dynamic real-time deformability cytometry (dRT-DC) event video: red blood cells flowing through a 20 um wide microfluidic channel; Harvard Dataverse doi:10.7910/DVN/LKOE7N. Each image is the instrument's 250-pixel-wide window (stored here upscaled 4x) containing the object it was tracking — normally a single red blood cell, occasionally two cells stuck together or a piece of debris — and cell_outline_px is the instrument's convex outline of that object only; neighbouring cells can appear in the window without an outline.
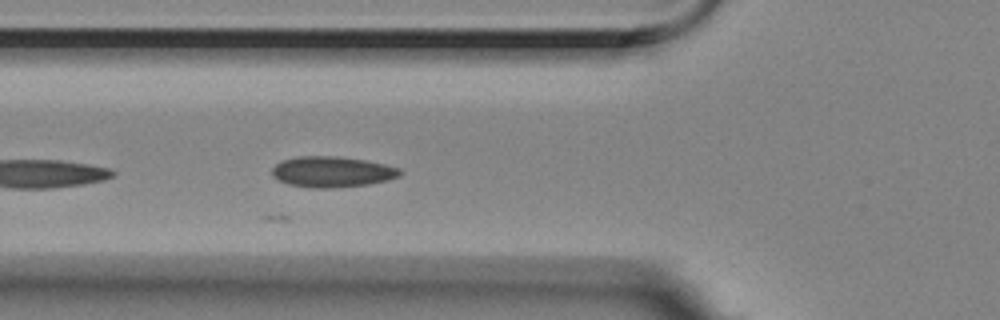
{"species": "Egyptian fruit bat (a non-hibernating species)", "species_latin": "Rousettus aegyptiacus", "temperature_condition": "room temperature", "stored_images_in_passage": 6, "camera_frame_rate_fps": 3000, "um_per_image_px": 0.085, "animal": {"sex": "female"}, "frame": {"image": 1, "passage_image": 6, "time_ms": 1.667, "image_size_px": [1000, 320], "cell_outline_px": [[404, 172], [400, 176], [388, 180], [368, 184], [336, 188], [312, 188], [288, 184], [276, 180], [272, 176], [272, 168], [280, 160], [300, 156], [340, 156], [364, 160], [384, 164], [400, 168]], "centroid_in_image_um": [28.22, 14.61], "position_along_channel_um": 97.6, "area_um2": 23.24}}